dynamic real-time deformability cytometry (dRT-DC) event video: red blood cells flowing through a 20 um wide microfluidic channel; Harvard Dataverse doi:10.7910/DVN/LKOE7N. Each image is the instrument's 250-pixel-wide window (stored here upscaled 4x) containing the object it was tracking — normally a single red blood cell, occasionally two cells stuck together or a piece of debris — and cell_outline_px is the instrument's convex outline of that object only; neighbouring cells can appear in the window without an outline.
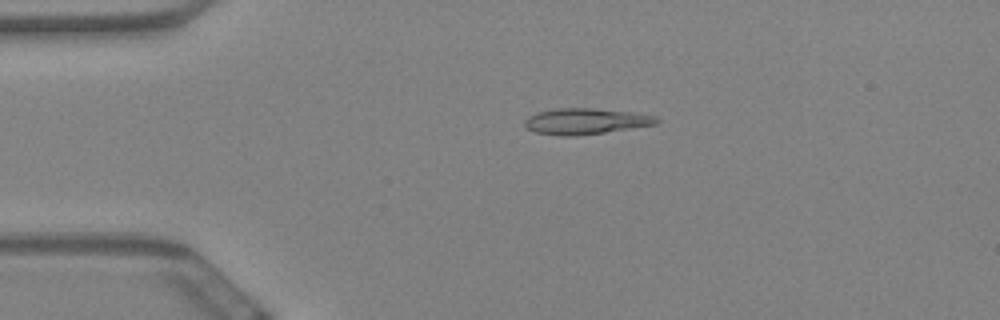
{"species": "Egyptian fruit bat (a non-hibernating species)", "species_latin": "Rousettus aegyptiacus", "temperature_condition": "warm", "stored_images_in_passage": 59, "camera_frame_rate_fps": 3000, "um_per_image_px": 0.085, "animal": {"sex": "female"}, "frame": {"image": 1, "passage_image": 13, "time_ms": 4.0, "image_size_px": [1000, 320], "cell_outline_px": [[660, 120], [656, 124], [604, 132], [576, 136], [560, 136], [536, 132], [528, 128], [524, 124], [524, 120], [528, 116], [536, 112], [556, 108], [592, 108], [632, 112], [656, 116]], "centroid_in_image_um": [49.75, 10.3], "position_along_channel_um": 35.3, "area_um2": 19.88}}
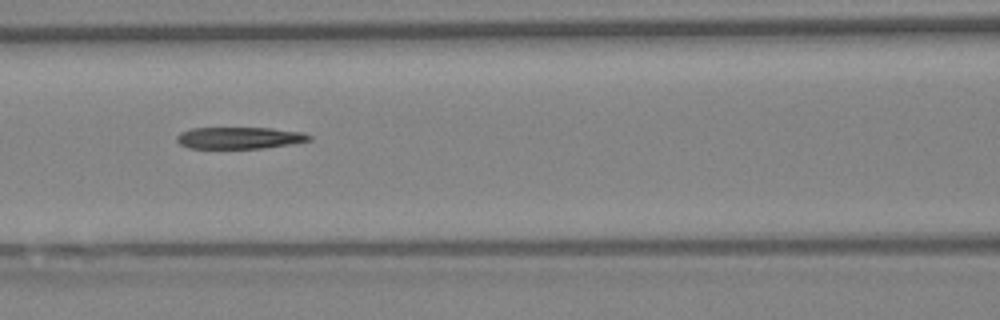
{"frame": {"image": 2, "passage_image": 26, "time_ms": 8.333, "image_size_px": [1000, 320], "cell_outline_px": [[312, 140], [296, 144], [264, 148], [188, 148], [180, 144], [176, 140], [176, 136], [180, 132], [192, 128], [272, 128], [304, 132], [312, 136]], "centroid_in_image_um": [20.41, 11.72], "position_along_channel_um": 146.2, "area_um2": 17.05}}
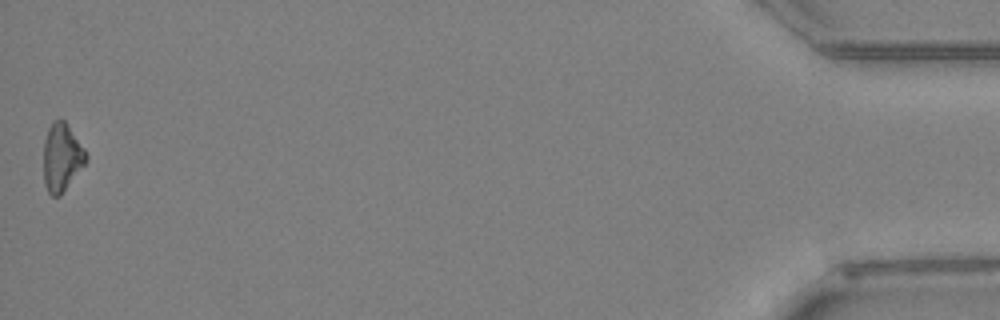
{"frame": {"image": 3, "passage_image": 59, "time_ms": 19.333, "image_size_px": [1000, 320], "cell_outline_px": [[88, 160], [60, 196], [52, 196], [48, 192], [44, 184], [44, 140], [48, 128], [52, 120], [60, 116], [64, 120], [84, 148], [88, 156]], "centroid_in_image_um": [5.24, 13.35], "position_along_channel_um": 430.0, "area_um2": 16.94}}